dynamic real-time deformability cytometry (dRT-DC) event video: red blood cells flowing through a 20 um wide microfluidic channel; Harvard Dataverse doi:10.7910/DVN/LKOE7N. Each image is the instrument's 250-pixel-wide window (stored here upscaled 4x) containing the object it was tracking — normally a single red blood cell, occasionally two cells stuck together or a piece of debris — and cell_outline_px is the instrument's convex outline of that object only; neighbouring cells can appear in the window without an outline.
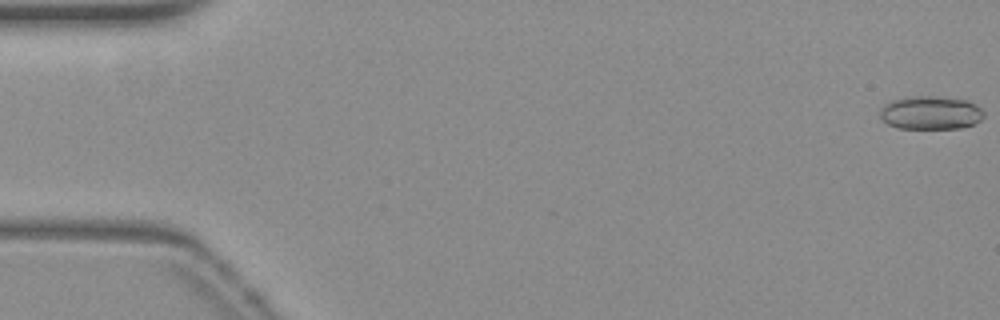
{"species": "common noctule bat (a hibernating species)", "species_latin": "Nyctalus noctula", "temperature_condition": "warm", "stored_images_in_passage": 54, "camera_frame_rate_fps": 3000, "um_per_image_px": 0.085, "animal": {"sex": "female", "body_mass_g": 19.3, "forearm_length_mm": 54.1}, "frame": {"image": 1, "passage_image": 1, "time_ms": 0.0, "image_size_px": [1000, 320], "cell_outline_px": [[984, 116], [980, 120], [972, 124], [960, 128], [900, 128], [888, 124], [880, 116], [880, 108], [888, 100], [904, 96], [928, 96], [968, 100], [976, 104], [984, 112]], "centroid_in_image_um": [79.07, 9.56], "position_along_channel_um": 5.9, "area_um2": 20.29}}
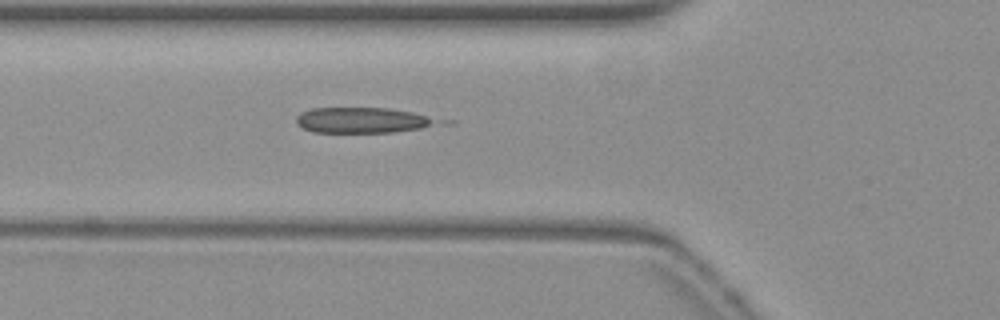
{"frame": {"image": 2, "passage_image": 20, "time_ms": 6.333, "image_size_px": [1000, 320], "cell_outline_px": [[432, 120], [428, 124], [420, 128], [392, 132], [312, 132], [296, 124], [296, 116], [300, 112], [312, 108], [388, 108], [412, 112], [424, 116]], "centroid_in_image_um": [30.57, 10.21], "position_along_channel_um": 95.2, "area_um2": 20.29}}
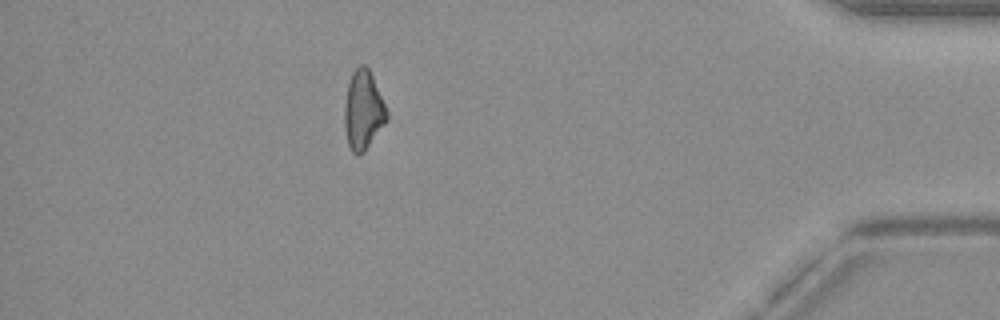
{"frame": {"image": 3, "passage_image": 48, "time_ms": 15.667, "image_size_px": [1000, 320], "cell_outline_px": [[388, 120], [364, 152], [360, 156], [352, 152], [348, 144], [344, 128], [344, 104], [348, 84], [352, 72], [360, 64], [364, 64], [368, 68], [372, 76], [388, 112]], "centroid_in_image_um": [30.86, 9.39], "position_along_channel_um": 404.3, "area_um2": 19.54}}